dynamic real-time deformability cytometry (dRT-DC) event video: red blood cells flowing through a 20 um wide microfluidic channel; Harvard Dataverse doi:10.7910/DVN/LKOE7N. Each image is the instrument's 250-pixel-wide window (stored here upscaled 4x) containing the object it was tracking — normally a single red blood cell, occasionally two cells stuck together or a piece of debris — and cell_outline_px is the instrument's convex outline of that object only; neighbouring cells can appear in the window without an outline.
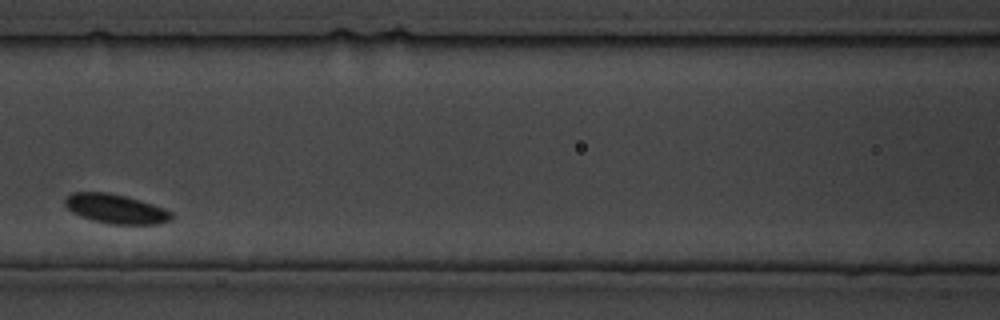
{"species": "common noctule bat (a hibernating species)", "species_latin": "Nyctalus noctula", "temperature_condition": "cold", "stored_images_in_passage": 9, "camera_frame_rate_fps": 3000, "um_per_image_px": 0.085, "animal": {"sex": "male", "body_mass_g": 19.5, "forearm_length_mm": 54.6}, "frame": {"image": 1, "passage_image": 8, "time_ms": 8.0, "image_size_px": [1000, 320], "cell_outline_px": [[172, 220], [160, 224], [112, 224], [92, 220], [80, 216], [72, 212], [64, 204], [64, 200], [72, 192], [108, 192], [140, 200], [164, 208], [172, 212]], "centroid_in_image_um": [9.85, 17.75], "position_along_channel_um": 156.8, "area_um2": 18.21}}